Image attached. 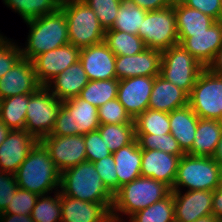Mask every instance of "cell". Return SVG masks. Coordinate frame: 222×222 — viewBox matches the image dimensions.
Listing matches in <instances>:
<instances>
[{"label": "cell", "instance_id": "obj_22", "mask_svg": "<svg viewBox=\"0 0 222 222\" xmlns=\"http://www.w3.org/2000/svg\"><path fill=\"white\" fill-rule=\"evenodd\" d=\"M88 82L87 74L82 63L78 60L54 77L46 87L58 100L64 101L79 96Z\"/></svg>", "mask_w": 222, "mask_h": 222}, {"label": "cell", "instance_id": "obj_43", "mask_svg": "<svg viewBox=\"0 0 222 222\" xmlns=\"http://www.w3.org/2000/svg\"><path fill=\"white\" fill-rule=\"evenodd\" d=\"M86 160L96 162L104 157L112 155L105 141L98 130L91 131L84 135Z\"/></svg>", "mask_w": 222, "mask_h": 222}, {"label": "cell", "instance_id": "obj_27", "mask_svg": "<svg viewBox=\"0 0 222 222\" xmlns=\"http://www.w3.org/2000/svg\"><path fill=\"white\" fill-rule=\"evenodd\" d=\"M221 135L222 125L217 119L199 118L192 148L186 154L213 157Z\"/></svg>", "mask_w": 222, "mask_h": 222}, {"label": "cell", "instance_id": "obj_15", "mask_svg": "<svg viewBox=\"0 0 222 222\" xmlns=\"http://www.w3.org/2000/svg\"><path fill=\"white\" fill-rule=\"evenodd\" d=\"M79 61L82 63L89 81L116 78V55L104 41L81 48Z\"/></svg>", "mask_w": 222, "mask_h": 222}, {"label": "cell", "instance_id": "obj_8", "mask_svg": "<svg viewBox=\"0 0 222 222\" xmlns=\"http://www.w3.org/2000/svg\"><path fill=\"white\" fill-rule=\"evenodd\" d=\"M63 104L46 86H41L29 97L24 130L40 141L53 131L59 110Z\"/></svg>", "mask_w": 222, "mask_h": 222}, {"label": "cell", "instance_id": "obj_31", "mask_svg": "<svg viewBox=\"0 0 222 222\" xmlns=\"http://www.w3.org/2000/svg\"><path fill=\"white\" fill-rule=\"evenodd\" d=\"M97 130L112 153L136 140L134 122L126 124H100Z\"/></svg>", "mask_w": 222, "mask_h": 222}, {"label": "cell", "instance_id": "obj_6", "mask_svg": "<svg viewBox=\"0 0 222 222\" xmlns=\"http://www.w3.org/2000/svg\"><path fill=\"white\" fill-rule=\"evenodd\" d=\"M60 8L67 19L70 44L81 49L104 41L105 30L85 1L61 0Z\"/></svg>", "mask_w": 222, "mask_h": 222}, {"label": "cell", "instance_id": "obj_10", "mask_svg": "<svg viewBox=\"0 0 222 222\" xmlns=\"http://www.w3.org/2000/svg\"><path fill=\"white\" fill-rule=\"evenodd\" d=\"M138 36L150 49L163 51L178 44L174 4L160 10L147 11Z\"/></svg>", "mask_w": 222, "mask_h": 222}, {"label": "cell", "instance_id": "obj_19", "mask_svg": "<svg viewBox=\"0 0 222 222\" xmlns=\"http://www.w3.org/2000/svg\"><path fill=\"white\" fill-rule=\"evenodd\" d=\"M113 202H86L61 193V222H106Z\"/></svg>", "mask_w": 222, "mask_h": 222}, {"label": "cell", "instance_id": "obj_29", "mask_svg": "<svg viewBox=\"0 0 222 222\" xmlns=\"http://www.w3.org/2000/svg\"><path fill=\"white\" fill-rule=\"evenodd\" d=\"M30 95H15L1 100L0 120L10 130H24Z\"/></svg>", "mask_w": 222, "mask_h": 222}, {"label": "cell", "instance_id": "obj_47", "mask_svg": "<svg viewBox=\"0 0 222 222\" xmlns=\"http://www.w3.org/2000/svg\"><path fill=\"white\" fill-rule=\"evenodd\" d=\"M187 7L201 11L215 21H219L222 0H180Z\"/></svg>", "mask_w": 222, "mask_h": 222}, {"label": "cell", "instance_id": "obj_37", "mask_svg": "<svg viewBox=\"0 0 222 222\" xmlns=\"http://www.w3.org/2000/svg\"><path fill=\"white\" fill-rule=\"evenodd\" d=\"M54 198L49 194L37 198L31 212L34 222H61V192H53Z\"/></svg>", "mask_w": 222, "mask_h": 222}, {"label": "cell", "instance_id": "obj_55", "mask_svg": "<svg viewBox=\"0 0 222 222\" xmlns=\"http://www.w3.org/2000/svg\"><path fill=\"white\" fill-rule=\"evenodd\" d=\"M219 123L222 125V115H221V117L219 118Z\"/></svg>", "mask_w": 222, "mask_h": 222}, {"label": "cell", "instance_id": "obj_54", "mask_svg": "<svg viewBox=\"0 0 222 222\" xmlns=\"http://www.w3.org/2000/svg\"><path fill=\"white\" fill-rule=\"evenodd\" d=\"M219 22L222 23V1H221V10H220V13H219Z\"/></svg>", "mask_w": 222, "mask_h": 222}, {"label": "cell", "instance_id": "obj_39", "mask_svg": "<svg viewBox=\"0 0 222 222\" xmlns=\"http://www.w3.org/2000/svg\"><path fill=\"white\" fill-rule=\"evenodd\" d=\"M93 9L96 16L104 28L108 30L113 26L118 10L123 0H83Z\"/></svg>", "mask_w": 222, "mask_h": 222}, {"label": "cell", "instance_id": "obj_25", "mask_svg": "<svg viewBox=\"0 0 222 222\" xmlns=\"http://www.w3.org/2000/svg\"><path fill=\"white\" fill-rule=\"evenodd\" d=\"M114 156L118 189L141 176L142 149L136 139L133 143L112 153Z\"/></svg>", "mask_w": 222, "mask_h": 222}, {"label": "cell", "instance_id": "obj_28", "mask_svg": "<svg viewBox=\"0 0 222 222\" xmlns=\"http://www.w3.org/2000/svg\"><path fill=\"white\" fill-rule=\"evenodd\" d=\"M177 33L205 32L216 21L199 10L187 7L180 0L174 2Z\"/></svg>", "mask_w": 222, "mask_h": 222}, {"label": "cell", "instance_id": "obj_13", "mask_svg": "<svg viewBox=\"0 0 222 222\" xmlns=\"http://www.w3.org/2000/svg\"><path fill=\"white\" fill-rule=\"evenodd\" d=\"M80 48L70 43L36 56L32 63L39 83L46 86L54 77L79 60Z\"/></svg>", "mask_w": 222, "mask_h": 222}, {"label": "cell", "instance_id": "obj_45", "mask_svg": "<svg viewBox=\"0 0 222 222\" xmlns=\"http://www.w3.org/2000/svg\"><path fill=\"white\" fill-rule=\"evenodd\" d=\"M18 188L13 173L0 171V213H3Z\"/></svg>", "mask_w": 222, "mask_h": 222}, {"label": "cell", "instance_id": "obj_21", "mask_svg": "<svg viewBox=\"0 0 222 222\" xmlns=\"http://www.w3.org/2000/svg\"><path fill=\"white\" fill-rule=\"evenodd\" d=\"M180 157L166 152L151 149L142 150L141 176L174 185Z\"/></svg>", "mask_w": 222, "mask_h": 222}, {"label": "cell", "instance_id": "obj_16", "mask_svg": "<svg viewBox=\"0 0 222 222\" xmlns=\"http://www.w3.org/2000/svg\"><path fill=\"white\" fill-rule=\"evenodd\" d=\"M162 52L147 48L132 56H116V79L160 75Z\"/></svg>", "mask_w": 222, "mask_h": 222}, {"label": "cell", "instance_id": "obj_46", "mask_svg": "<svg viewBox=\"0 0 222 222\" xmlns=\"http://www.w3.org/2000/svg\"><path fill=\"white\" fill-rule=\"evenodd\" d=\"M76 135L72 115L63 107L58 112L53 131L49 136H73Z\"/></svg>", "mask_w": 222, "mask_h": 222}, {"label": "cell", "instance_id": "obj_24", "mask_svg": "<svg viewBox=\"0 0 222 222\" xmlns=\"http://www.w3.org/2000/svg\"><path fill=\"white\" fill-rule=\"evenodd\" d=\"M199 117L189 105L169 113L170 133L187 153L193 145Z\"/></svg>", "mask_w": 222, "mask_h": 222}, {"label": "cell", "instance_id": "obj_23", "mask_svg": "<svg viewBox=\"0 0 222 222\" xmlns=\"http://www.w3.org/2000/svg\"><path fill=\"white\" fill-rule=\"evenodd\" d=\"M187 105L188 94L184 90L160 75L155 76L148 108L170 113Z\"/></svg>", "mask_w": 222, "mask_h": 222}, {"label": "cell", "instance_id": "obj_36", "mask_svg": "<svg viewBox=\"0 0 222 222\" xmlns=\"http://www.w3.org/2000/svg\"><path fill=\"white\" fill-rule=\"evenodd\" d=\"M127 218L128 222H175L173 193Z\"/></svg>", "mask_w": 222, "mask_h": 222}, {"label": "cell", "instance_id": "obj_48", "mask_svg": "<svg viewBox=\"0 0 222 222\" xmlns=\"http://www.w3.org/2000/svg\"><path fill=\"white\" fill-rule=\"evenodd\" d=\"M147 11L160 10L174 4L175 0H129Z\"/></svg>", "mask_w": 222, "mask_h": 222}, {"label": "cell", "instance_id": "obj_18", "mask_svg": "<svg viewBox=\"0 0 222 222\" xmlns=\"http://www.w3.org/2000/svg\"><path fill=\"white\" fill-rule=\"evenodd\" d=\"M175 222H194L212 214L213 191H172ZM183 193V194H182Z\"/></svg>", "mask_w": 222, "mask_h": 222}, {"label": "cell", "instance_id": "obj_44", "mask_svg": "<svg viewBox=\"0 0 222 222\" xmlns=\"http://www.w3.org/2000/svg\"><path fill=\"white\" fill-rule=\"evenodd\" d=\"M96 171L106 188L114 194L118 190V177L116 174L114 156L110 155L94 162Z\"/></svg>", "mask_w": 222, "mask_h": 222}, {"label": "cell", "instance_id": "obj_34", "mask_svg": "<svg viewBox=\"0 0 222 222\" xmlns=\"http://www.w3.org/2000/svg\"><path fill=\"white\" fill-rule=\"evenodd\" d=\"M134 123L136 134L163 135L170 133L168 112L148 108L134 119Z\"/></svg>", "mask_w": 222, "mask_h": 222}, {"label": "cell", "instance_id": "obj_42", "mask_svg": "<svg viewBox=\"0 0 222 222\" xmlns=\"http://www.w3.org/2000/svg\"><path fill=\"white\" fill-rule=\"evenodd\" d=\"M38 197L39 195L34 192L17 188L10 204L7 206L6 210L0 214L31 215Z\"/></svg>", "mask_w": 222, "mask_h": 222}, {"label": "cell", "instance_id": "obj_12", "mask_svg": "<svg viewBox=\"0 0 222 222\" xmlns=\"http://www.w3.org/2000/svg\"><path fill=\"white\" fill-rule=\"evenodd\" d=\"M178 40L197 61L207 67L222 46V23L216 21L205 32L178 33Z\"/></svg>", "mask_w": 222, "mask_h": 222}, {"label": "cell", "instance_id": "obj_7", "mask_svg": "<svg viewBox=\"0 0 222 222\" xmlns=\"http://www.w3.org/2000/svg\"><path fill=\"white\" fill-rule=\"evenodd\" d=\"M161 52L160 76L189 95L204 66L179 43Z\"/></svg>", "mask_w": 222, "mask_h": 222}, {"label": "cell", "instance_id": "obj_1", "mask_svg": "<svg viewBox=\"0 0 222 222\" xmlns=\"http://www.w3.org/2000/svg\"><path fill=\"white\" fill-rule=\"evenodd\" d=\"M18 188L40 195L59 191L61 173L38 141L14 173Z\"/></svg>", "mask_w": 222, "mask_h": 222}, {"label": "cell", "instance_id": "obj_53", "mask_svg": "<svg viewBox=\"0 0 222 222\" xmlns=\"http://www.w3.org/2000/svg\"><path fill=\"white\" fill-rule=\"evenodd\" d=\"M194 222H221V221L217 219L213 214H209L204 217L198 218Z\"/></svg>", "mask_w": 222, "mask_h": 222}, {"label": "cell", "instance_id": "obj_26", "mask_svg": "<svg viewBox=\"0 0 222 222\" xmlns=\"http://www.w3.org/2000/svg\"><path fill=\"white\" fill-rule=\"evenodd\" d=\"M62 107L72 115L76 135H85L100 126L98 108L79 96L64 100Z\"/></svg>", "mask_w": 222, "mask_h": 222}, {"label": "cell", "instance_id": "obj_49", "mask_svg": "<svg viewBox=\"0 0 222 222\" xmlns=\"http://www.w3.org/2000/svg\"><path fill=\"white\" fill-rule=\"evenodd\" d=\"M212 214L222 222V183L213 191Z\"/></svg>", "mask_w": 222, "mask_h": 222}, {"label": "cell", "instance_id": "obj_14", "mask_svg": "<svg viewBox=\"0 0 222 222\" xmlns=\"http://www.w3.org/2000/svg\"><path fill=\"white\" fill-rule=\"evenodd\" d=\"M154 81L155 76L119 80L117 99L133 120L148 109Z\"/></svg>", "mask_w": 222, "mask_h": 222}, {"label": "cell", "instance_id": "obj_9", "mask_svg": "<svg viewBox=\"0 0 222 222\" xmlns=\"http://www.w3.org/2000/svg\"><path fill=\"white\" fill-rule=\"evenodd\" d=\"M188 105L199 118L219 120L222 115V75L204 67L188 95Z\"/></svg>", "mask_w": 222, "mask_h": 222}, {"label": "cell", "instance_id": "obj_3", "mask_svg": "<svg viewBox=\"0 0 222 222\" xmlns=\"http://www.w3.org/2000/svg\"><path fill=\"white\" fill-rule=\"evenodd\" d=\"M25 23L29 26V33L25 47L21 48L24 59L32 61L39 54L69 43L67 19L60 7Z\"/></svg>", "mask_w": 222, "mask_h": 222}, {"label": "cell", "instance_id": "obj_38", "mask_svg": "<svg viewBox=\"0 0 222 222\" xmlns=\"http://www.w3.org/2000/svg\"><path fill=\"white\" fill-rule=\"evenodd\" d=\"M136 139L142 150L156 149L180 158L186 154L171 133L163 135L136 134Z\"/></svg>", "mask_w": 222, "mask_h": 222}, {"label": "cell", "instance_id": "obj_20", "mask_svg": "<svg viewBox=\"0 0 222 222\" xmlns=\"http://www.w3.org/2000/svg\"><path fill=\"white\" fill-rule=\"evenodd\" d=\"M37 142L25 130H10L0 145V171L14 174Z\"/></svg>", "mask_w": 222, "mask_h": 222}, {"label": "cell", "instance_id": "obj_17", "mask_svg": "<svg viewBox=\"0 0 222 222\" xmlns=\"http://www.w3.org/2000/svg\"><path fill=\"white\" fill-rule=\"evenodd\" d=\"M39 83L32 61L21 58L3 77L0 78V98L35 93Z\"/></svg>", "mask_w": 222, "mask_h": 222}, {"label": "cell", "instance_id": "obj_50", "mask_svg": "<svg viewBox=\"0 0 222 222\" xmlns=\"http://www.w3.org/2000/svg\"><path fill=\"white\" fill-rule=\"evenodd\" d=\"M206 68H208L210 71H212L215 74L222 75V46L216 52L213 60Z\"/></svg>", "mask_w": 222, "mask_h": 222}, {"label": "cell", "instance_id": "obj_35", "mask_svg": "<svg viewBox=\"0 0 222 222\" xmlns=\"http://www.w3.org/2000/svg\"><path fill=\"white\" fill-rule=\"evenodd\" d=\"M146 13L147 10L142 9L129 0H123L110 29L138 35L139 27H141Z\"/></svg>", "mask_w": 222, "mask_h": 222}, {"label": "cell", "instance_id": "obj_32", "mask_svg": "<svg viewBox=\"0 0 222 222\" xmlns=\"http://www.w3.org/2000/svg\"><path fill=\"white\" fill-rule=\"evenodd\" d=\"M25 21L52 13L60 7L61 0H3Z\"/></svg>", "mask_w": 222, "mask_h": 222}, {"label": "cell", "instance_id": "obj_40", "mask_svg": "<svg viewBox=\"0 0 222 222\" xmlns=\"http://www.w3.org/2000/svg\"><path fill=\"white\" fill-rule=\"evenodd\" d=\"M98 118L100 124H126L134 122L117 98L98 107Z\"/></svg>", "mask_w": 222, "mask_h": 222}, {"label": "cell", "instance_id": "obj_5", "mask_svg": "<svg viewBox=\"0 0 222 222\" xmlns=\"http://www.w3.org/2000/svg\"><path fill=\"white\" fill-rule=\"evenodd\" d=\"M222 183V167L209 156L183 155L178 163L177 175L172 191H214Z\"/></svg>", "mask_w": 222, "mask_h": 222}, {"label": "cell", "instance_id": "obj_4", "mask_svg": "<svg viewBox=\"0 0 222 222\" xmlns=\"http://www.w3.org/2000/svg\"><path fill=\"white\" fill-rule=\"evenodd\" d=\"M59 191L86 202H113V194L103 184L94 163L89 161L61 172Z\"/></svg>", "mask_w": 222, "mask_h": 222}, {"label": "cell", "instance_id": "obj_51", "mask_svg": "<svg viewBox=\"0 0 222 222\" xmlns=\"http://www.w3.org/2000/svg\"><path fill=\"white\" fill-rule=\"evenodd\" d=\"M213 158L222 167V135H221V138L218 142L217 149L215 151V154L213 155Z\"/></svg>", "mask_w": 222, "mask_h": 222}, {"label": "cell", "instance_id": "obj_41", "mask_svg": "<svg viewBox=\"0 0 222 222\" xmlns=\"http://www.w3.org/2000/svg\"><path fill=\"white\" fill-rule=\"evenodd\" d=\"M13 40L0 34V78L3 77L21 58V47Z\"/></svg>", "mask_w": 222, "mask_h": 222}, {"label": "cell", "instance_id": "obj_11", "mask_svg": "<svg viewBox=\"0 0 222 222\" xmlns=\"http://www.w3.org/2000/svg\"><path fill=\"white\" fill-rule=\"evenodd\" d=\"M40 142L60 173L87 161L84 135L45 136Z\"/></svg>", "mask_w": 222, "mask_h": 222}, {"label": "cell", "instance_id": "obj_52", "mask_svg": "<svg viewBox=\"0 0 222 222\" xmlns=\"http://www.w3.org/2000/svg\"><path fill=\"white\" fill-rule=\"evenodd\" d=\"M10 132V129L0 120V145L6 139Z\"/></svg>", "mask_w": 222, "mask_h": 222}, {"label": "cell", "instance_id": "obj_30", "mask_svg": "<svg viewBox=\"0 0 222 222\" xmlns=\"http://www.w3.org/2000/svg\"><path fill=\"white\" fill-rule=\"evenodd\" d=\"M104 42L116 56H132L147 49L138 35L113 29L105 31Z\"/></svg>", "mask_w": 222, "mask_h": 222}, {"label": "cell", "instance_id": "obj_2", "mask_svg": "<svg viewBox=\"0 0 222 222\" xmlns=\"http://www.w3.org/2000/svg\"><path fill=\"white\" fill-rule=\"evenodd\" d=\"M171 193L172 189L166 183L140 176L124 184L113 194L111 217L116 222H125L121 214L130 217L153 203L163 200Z\"/></svg>", "mask_w": 222, "mask_h": 222}, {"label": "cell", "instance_id": "obj_33", "mask_svg": "<svg viewBox=\"0 0 222 222\" xmlns=\"http://www.w3.org/2000/svg\"><path fill=\"white\" fill-rule=\"evenodd\" d=\"M118 86L119 80L116 78L89 81L81 90L79 97L98 108L106 102L117 98Z\"/></svg>", "mask_w": 222, "mask_h": 222}]
</instances>
